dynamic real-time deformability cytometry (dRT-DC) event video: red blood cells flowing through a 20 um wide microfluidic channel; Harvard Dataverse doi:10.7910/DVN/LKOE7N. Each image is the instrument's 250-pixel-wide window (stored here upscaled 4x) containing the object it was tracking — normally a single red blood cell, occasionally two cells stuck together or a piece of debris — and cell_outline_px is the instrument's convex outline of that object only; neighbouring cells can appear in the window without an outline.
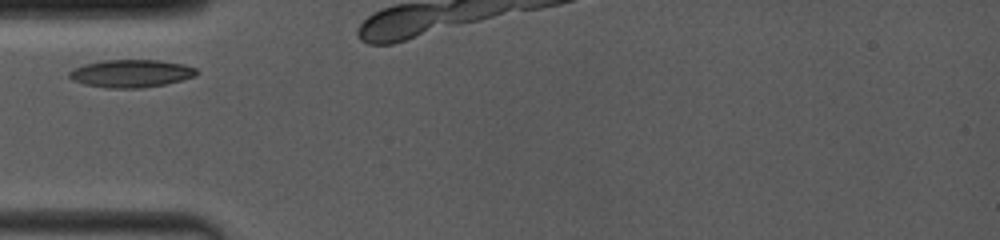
{"species": "common noctule bat (a hibernating species)", "species_latin": "Nyctalus noctula", "temperature_condition": "room temperature", "stored_images_in_passage": 2, "camera_frame_rate_fps": 4000, "um_per_image_px": 0.085, "animal": {"sex": "female", "body_mass_g": 19.0, "forearm_length_mm": 53.3}, "frame": {"image": 1, "passage_image": 1, "time_ms": 0.0, "image_size_px": [1000, 240], "cell_outline_px": [[200, 72], [196, 76], [164, 84], [140, 88], [108, 88], [84, 84], [72, 80], [68, 76], [68, 72], [84, 64], [100, 60], [160, 60], [184, 64], [196, 68]], "centroid_in_image_um": [11.15, 6.24], "position_along_channel_um": 73.9, "area_um2": 20.63}}